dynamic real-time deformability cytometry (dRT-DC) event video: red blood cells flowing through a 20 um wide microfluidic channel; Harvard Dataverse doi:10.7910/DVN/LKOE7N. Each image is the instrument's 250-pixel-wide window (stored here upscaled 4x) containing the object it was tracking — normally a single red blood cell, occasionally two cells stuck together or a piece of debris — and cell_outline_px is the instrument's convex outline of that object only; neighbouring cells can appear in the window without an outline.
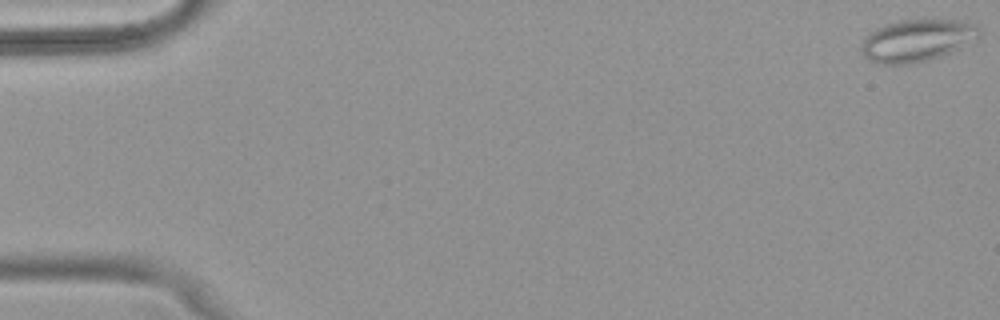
{"species": "common noctule bat (a hibernating species)", "species_latin": "Nyctalus noctula", "temperature_condition": "warm", "stored_images_in_passage": 52, "camera_frame_rate_fps": 3000, "um_per_image_px": 0.085, "animal": {"sex": "female", "body_mass_g": 18.4}, "frame": {"image": 1, "passage_image": 1, "time_ms": 0.0, "image_size_px": [1000, 320], "cell_outline_px": [[980, 32], [976, 36], [956, 48], [940, 56], [928, 60], [908, 64], [876, 64], [868, 60], [864, 56], [860, 48], [860, 44], [876, 28], [884, 24], [900, 20], [956, 20], [976, 24], [980, 28]], "centroid_in_image_um": [77.85, 3.44], "position_along_channel_um": 7.1, "area_um2": 28.38}}
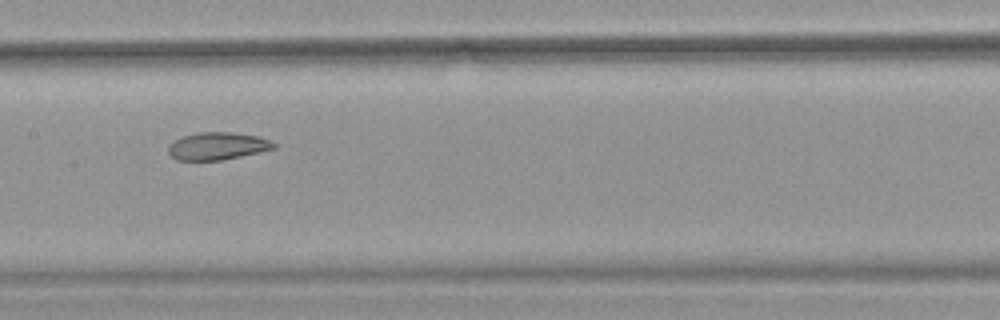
{"frame": {"image": 2, "passage_image": 27, "time_ms": 8.667, "image_size_px": [1000, 320], "cell_outline_px": [[276, 148], [240, 156], [220, 160], [176, 160], [168, 152], [168, 144], [184, 136], [200, 132], [232, 132], [256, 136], [272, 140], [276, 144]], "centroid_in_image_um": [18.49, 12.41], "position_along_channel_um": 188.9, "area_um2": 16.76}}
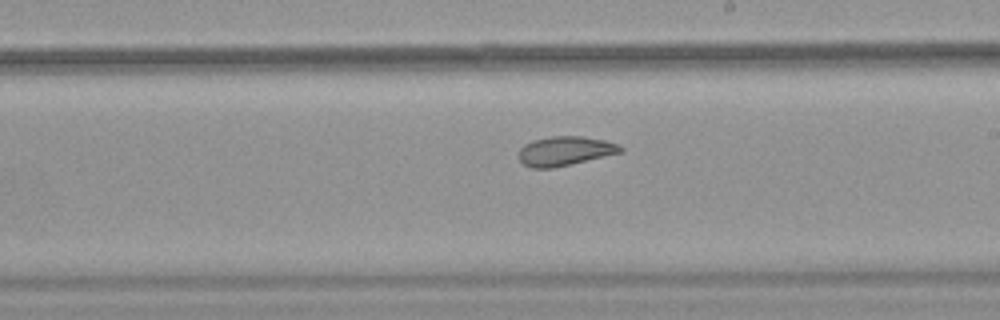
{"frame": {"image": 3, "passage_image": 31, "time_ms": 10.0, "image_size_px": [1000, 320], "cell_outline_px": [[624, 152], [552, 168], [532, 168], [524, 164], [520, 160], [520, 148], [524, 144], [532, 140], [552, 136], [584, 136], [604, 140], [620, 144], [624, 148]], "centroid_in_image_um": [48.07, 12.82], "position_along_channel_um": 240.9, "area_um2": 17.4}, "authors_computed_cell_mechanics": {"area_um2": 21.8484, "velocity_mm_per_s": 3.9333, "shape_relaxation_time_tau1_ms": null, "shape_relaxation_time_tau2_ms": 2.1486, "deformation_change_tau1": null, "deformation_change_tau2": 0.0782}}